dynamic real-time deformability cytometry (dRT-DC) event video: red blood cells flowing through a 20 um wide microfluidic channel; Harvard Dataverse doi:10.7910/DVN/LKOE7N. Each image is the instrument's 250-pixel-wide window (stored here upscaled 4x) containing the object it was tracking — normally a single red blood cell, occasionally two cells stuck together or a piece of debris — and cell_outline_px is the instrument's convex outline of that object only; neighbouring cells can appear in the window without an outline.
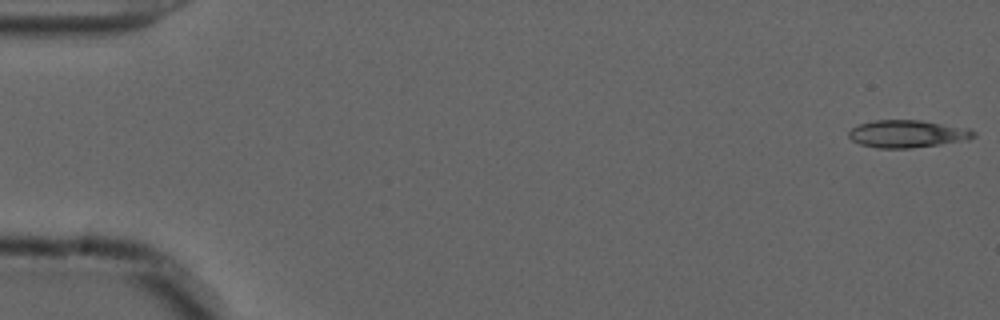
{"species": "common noctule bat (a hibernating species)", "species_latin": "Nyctalus noctula", "temperature_condition": "cold", "stored_images_in_passage": 7, "camera_frame_rate_fps": 3000, "um_per_image_px": 0.085, "animal": {"sex": "male", "forearm_length_mm": 52.5}, "frame": {"image": 1, "passage_image": 1, "time_ms": 0.0, "image_size_px": [1000, 320], "cell_outline_px": [[976, 136], [968, 140], [912, 148], [876, 148], [860, 144], [852, 140], [848, 136], [848, 132], [852, 128], [860, 124], [876, 120], [920, 120], [968, 128], [976, 132]], "centroid_in_image_um": [77.14, 11.38], "position_along_channel_um": 7.9, "area_um2": 20.0}}